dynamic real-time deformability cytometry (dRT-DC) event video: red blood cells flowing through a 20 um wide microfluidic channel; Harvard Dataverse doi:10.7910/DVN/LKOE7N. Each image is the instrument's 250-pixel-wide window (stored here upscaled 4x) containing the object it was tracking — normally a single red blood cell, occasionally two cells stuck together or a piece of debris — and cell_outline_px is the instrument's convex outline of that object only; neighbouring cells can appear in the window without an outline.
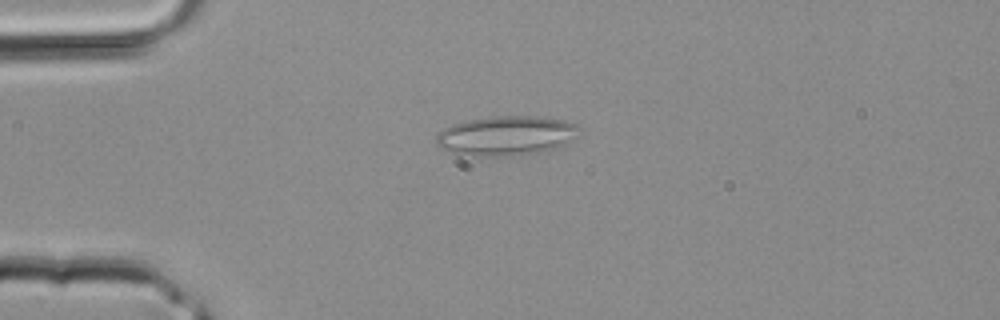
{"species": "common noctule bat (a hibernating species)", "species_latin": "Nyctalus noctula", "temperature_condition": "room temperature", "stored_images_in_passage": 2, "camera_frame_rate_fps": 3000, "um_per_image_px": 0.085, "animal": {"sex": "male", "body_mass_g": 20.4}, "frame": {"image": 1, "passage_image": 2, "time_ms": 0.333, "image_size_px": [1000, 320], "cell_outline_px": [[584, 128], [572, 140], [556, 148], [544, 152], [520, 156], [472, 156], [452, 152], [440, 148], [436, 144], [436, 136], [444, 128], [452, 124], [468, 120], [492, 116], [536, 116], [564, 120], [576, 124]], "centroid_in_image_um": [43.07, 11.54], "position_along_channel_um": 41.9, "area_um2": 33.47}}